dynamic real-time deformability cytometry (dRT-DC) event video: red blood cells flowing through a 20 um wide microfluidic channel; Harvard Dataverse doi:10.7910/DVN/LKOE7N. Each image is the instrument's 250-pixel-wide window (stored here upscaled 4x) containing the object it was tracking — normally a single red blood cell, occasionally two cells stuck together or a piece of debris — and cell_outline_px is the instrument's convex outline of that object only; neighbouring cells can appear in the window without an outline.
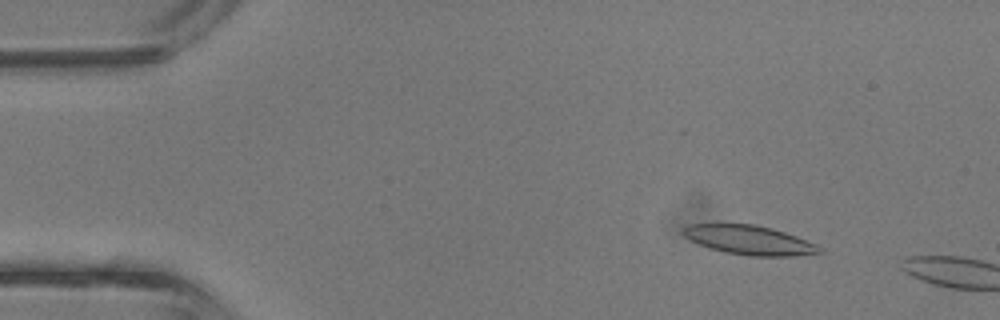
{"species": "common noctule bat (a hibernating species)", "species_latin": "Nyctalus noctula", "temperature_condition": "room temperature", "stored_images_in_passage": 5, "camera_frame_rate_fps": 3000, "um_per_image_px": 0.085, "animal": {"sex": "male", "body_mass_g": 13.3}, "frame": {"image": 1, "passage_image": 3, "time_ms": 0.667, "image_size_px": [1000, 320], "cell_outline_px": [[824, 252], [792, 256], [748, 256], [724, 252], [688, 240], [684, 236], [684, 228], [688, 224], [752, 224], [772, 228], [796, 236], [816, 244], [824, 248]], "centroid_in_image_um": [63.72, 20.41], "position_along_channel_um": 21.3, "area_um2": 23.12}}